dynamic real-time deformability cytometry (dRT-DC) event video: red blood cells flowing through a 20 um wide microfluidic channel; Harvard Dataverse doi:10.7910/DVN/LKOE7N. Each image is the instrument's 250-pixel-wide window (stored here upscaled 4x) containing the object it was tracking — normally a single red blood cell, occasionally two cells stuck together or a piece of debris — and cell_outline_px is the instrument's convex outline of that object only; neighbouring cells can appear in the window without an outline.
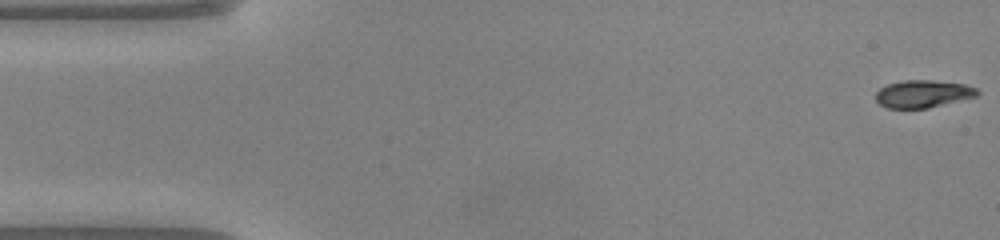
{"species": "common noctule bat (a hibernating species)", "species_latin": "Nyctalus noctula", "temperature_condition": "warm", "stored_images_in_passage": 49, "camera_frame_rate_fps": 3000, "um_per_image_px": 0.085, "animal": {"sex": "male", "body_mass_g": 20.0, "forearm_length_mm": 53.3}, "frame": {"image": 1, "passage_image": 1, "time_ms": 0.0, "image_size_px": [1000, 240], "cell_outline_px": [[980, 92], [976, 96], [928, 108], [888, 108], [880, 104], [876, 100], [876, 92], [880, 88], [888, 84], [904, 80], [932, 80], [964, 84], [976, 88]], "centroid_in_image_um": [78.44, 7.97], "position_along_channel_um": 6.6, "area_um2": 16.13}}
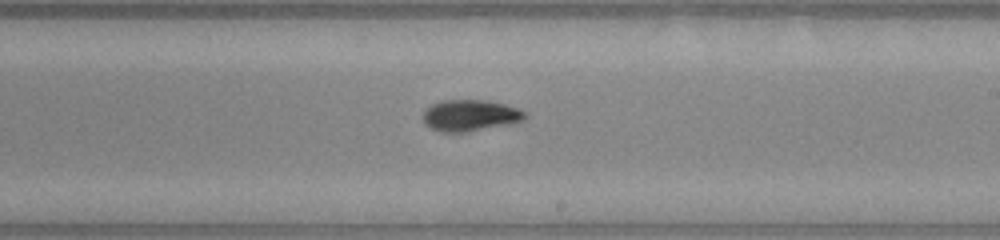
{"frame": {"image": 2, "passage_image": 28, "time_ms": 9.0, "image_size_px": [1000, 240], "cell_outline_px": [[524, 116], [520, 120], [512, 124], [468, 132], [440, 132], [424, 124], [424, 112], [432, 104], [444, 100], [484, 100], [504, 104], [516, 108], [524, 112]], "centroid_in_image_um": [39.93, 9.82], "position_along_channel_um": 249.1, "area_um2": 18.38}}
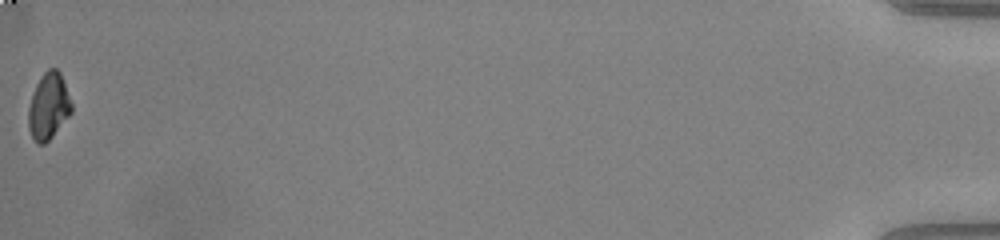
{"frame": {"image": 3, "passage_image": 49, "time_ms": 16.0, "image_size_px": [1000, 240], "cell_outline_px": [[72, 112], [52, 136], [44, 144], [36, 144], [28, 128], [28, 108], [36, 84], [44, 72], [48, 68], [56, 68], [60, 72], [72, 104]], "centroid_in_image_um": [4.12, 9.03], "position_along_channel_um": 431.1, "area_um2": 16.53}, "authors_computed_cell_mechanics": {"area_um2": 17.3978, "velocity_mm_per_s": 4.1289, "shape_relaxation_time_tau1_ms": 3.408, "shape_relaxation_time_tau2_ms": 6.7771, "deformation_change_tau1": 0.1618, "deformation_change_tau2": 0.0999}}